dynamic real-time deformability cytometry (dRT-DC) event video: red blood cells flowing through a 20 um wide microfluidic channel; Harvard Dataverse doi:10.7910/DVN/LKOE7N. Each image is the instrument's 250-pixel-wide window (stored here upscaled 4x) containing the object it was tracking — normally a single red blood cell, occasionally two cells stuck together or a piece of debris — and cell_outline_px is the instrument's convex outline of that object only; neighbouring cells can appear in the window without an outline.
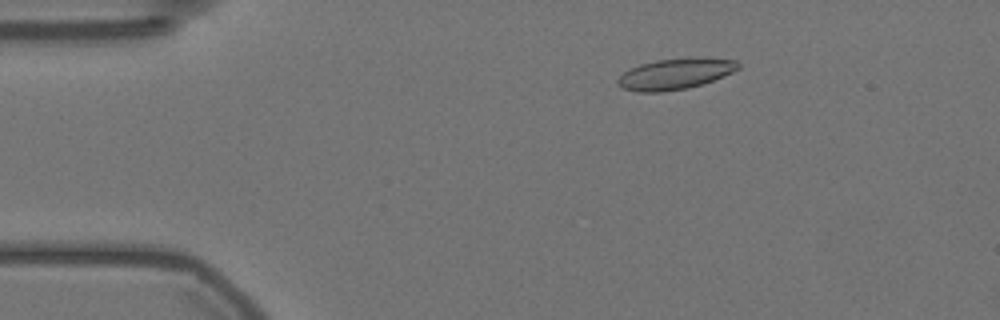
{"species": "Egyptian fruit bat (a non-hibernating species)", "species_latin": "Rousettus aegyptiacus", "temperature_condition": "warm", "stored_images_in_passage": 28, "camera_frame_rate_fps": 3000, "um_per_image_px": 0.085, "animal": {"sex": "female"}, "frame": {"image": 1, "passage_image": 10, "time_ms": 3.0, "image_size_px": [1000, 320], "cell_outline_px": [[740, 68], [732, 72], [712, 80], [688, 88], [660, 92], [636, 92], [624, 88], [616, 84], [616, 80], [624, 72], [640, 64], [656, 60], [708, 56], [736, 60], [740, 64]], "centroid_in_image_um": [57.42, 6.26], "position_along_channel_um": 27.6, "area_um2": 21.79}}
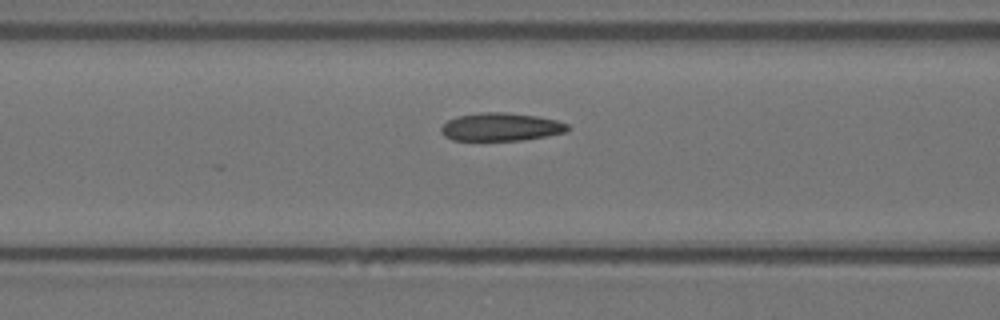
{"frame": {"image": 2, "passage_image": 23, "time_ms": 7.333, "image_size_px": [1000, 320], "cell_outline_px": [[568, 128], [564, 132], [544, 136], [520, 140], [452, 140], [444, 136], [440, 132], [440, 128], [448, 120], [456, 116], [480, 112], [504, 112], [536, 116], [556, 120], [568, 124]], "centroid_in_image_um": [42.51, 10.78], "position_along_channel_um": 124.1, "area_um2": 20.52}}
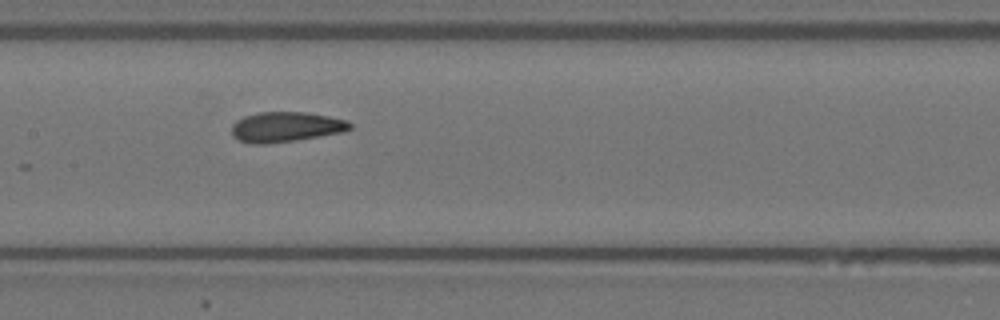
{"frame": {"image": 3, "passage_image": 28, "time_ms": 9.0, "image_size_px": [1000, 320], "cell_outline_px": [[352, 128], [344, 132], [296, 140], [264, 144], [252, 144], [236, 140], [232, 136], [232, 124], [236, 120], [244, 116], [260, 112], [304, 112], [328, 116], [348, 120], [352, 124]], "centroid_in_image_um": [24.28, 10.79], "position_along_channel_um": 183.1, "area_um2": 20.92}}